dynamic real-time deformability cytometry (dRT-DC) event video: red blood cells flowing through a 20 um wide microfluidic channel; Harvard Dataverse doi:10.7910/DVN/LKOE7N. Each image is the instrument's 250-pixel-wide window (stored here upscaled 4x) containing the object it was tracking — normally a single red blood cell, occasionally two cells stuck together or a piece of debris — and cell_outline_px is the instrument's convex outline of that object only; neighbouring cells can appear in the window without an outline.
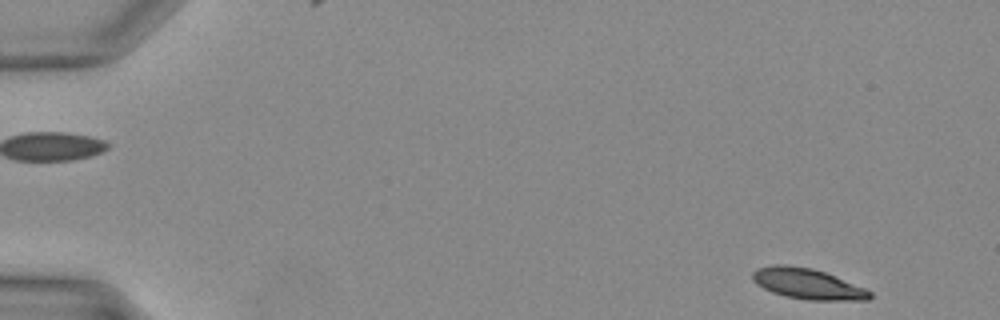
{"species": "Egyptian fruit bat (a non-hibernating species)", "species_latin": "Rousettus aegyptiacus", "temperature_condition": "warm", "stored_images_in_passage": 38, "camera_frame_rate_fps": 3000, "um_per_image_px": 0.085, "animal": {"sex": "female"}, "frame": {"image": 1, "passage_image": 2, "time_ms": 0.333, "image_size_px": [1000, 320], "cell_outline_px": [[872, 296], [868, 300], [808, 300], [788, 296], [772, 292], [756, 284], [752, 280], [752, 272], [756, 268], [772, 264], [784, 264], [812, 268], [824, 272], [864, 288], [872, 292]], "centroid_in_image_um": [68.6, 24.11], "position_along_channel_um": 16.4, "area_um2": 20.81}}
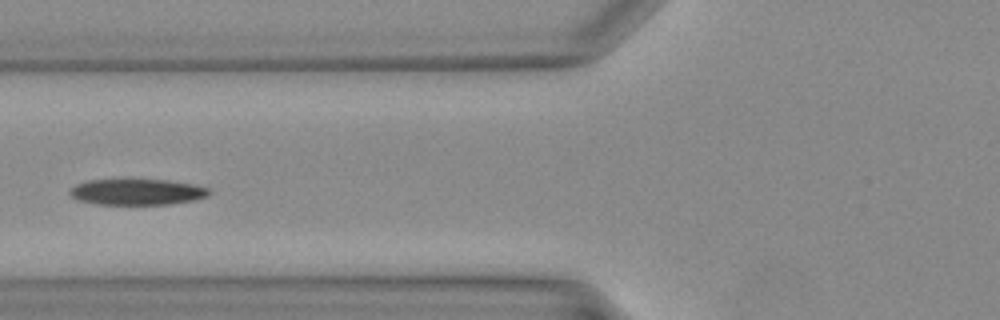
{"frame": {"image": 2, "passage_image": 15, "time_ms": 4.667, "image_size_px": [1000, 320], "cell_outline_px": [[212, 192], [208, 196], [196, 200], [168, 204], [96, 204], [80, 200], [72, 196], [68, 192], [76, 184], [88, 180], [168, 180], [196, 184], [212, 188]], "centroid_in_image_um": [11.75, 16.31], "position_along_channel_um": 114.1, "area_um2": 21.15}}
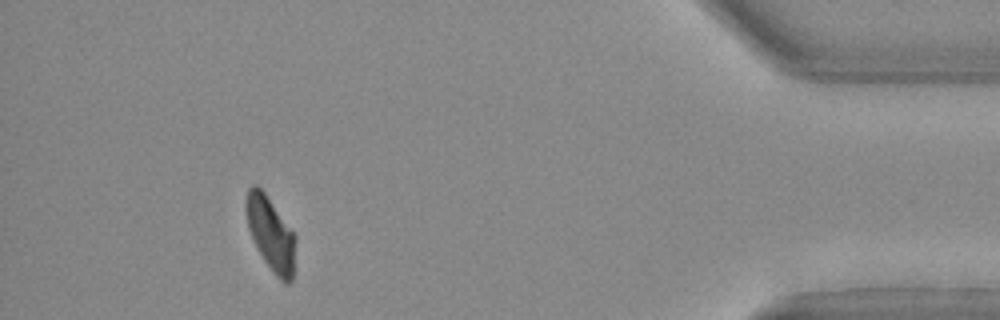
{"frame": {"image": 3, "passage_image": 35, "time_ms": 11.333, "image_size_px": [1000, 320], "cell_outline_px": [[296, 240], [292, 280], [288, 284], [284, 284], [276, 276], [264, 260], [248, 228], [244, 208], [244, 200], [248, 188], [252, 184], [256, 184], [264, 192], [296, 236]], "centroid_in_image_um": [22.99, 19.85], "position_along_channel_um": 412.2, "area_um2": 21.15}}